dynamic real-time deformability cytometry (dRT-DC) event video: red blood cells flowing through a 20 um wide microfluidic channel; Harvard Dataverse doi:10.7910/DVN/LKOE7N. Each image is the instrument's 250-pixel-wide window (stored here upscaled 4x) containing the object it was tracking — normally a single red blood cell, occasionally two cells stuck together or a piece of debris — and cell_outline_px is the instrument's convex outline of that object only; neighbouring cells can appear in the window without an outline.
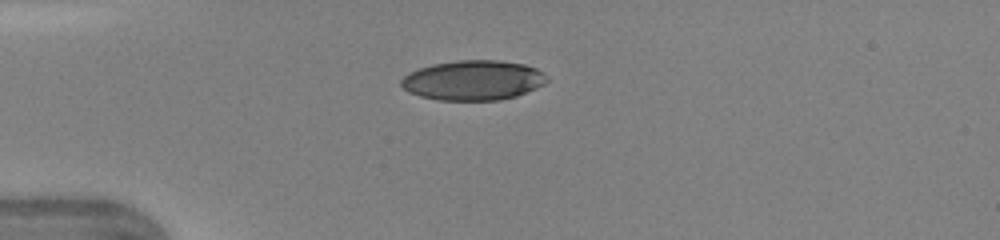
{"species": "human", "species_latin": "Homo sapiens", "temperature_condition": "warm", "stored_images_in_passage": 35, "camera_frame_rate_fps": 3000, "um_per_image_px": 0.085, "donor": {"sex": "female"}, "frame": {"image": 1, "passage_image": 1, "time_ms": 0.0, "image_size_px": [1000, 240], "cell_outline_px": [[548, 80], [544, 84], [536, 88], [516, 96], [500, 100], [440, 100], [420, 96], [408, 92], [400, 84], [400, 80], [404, 76], [420, 68], [432, 64], [456, 60], [496, 60], [524, 64], [536, 68], [548, 76]], "centroid_in_image_um": [40.23, 6.82], "position_along_channel_um": 44.8, "area_um2": 33.81}}
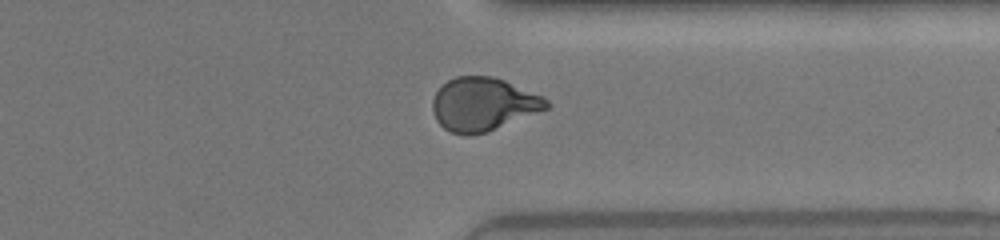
{"frame": {"image": 2, "passage_image": 25, "time_ms": 8.0, "image_size_px": [1000, 240], "cell_outline_px": [[552, 104], [548, 108], [484, 132], [452, 132], [444, 128], [436, 120], [432, 112], [432, 100], [436, 92], [448, 80], [456, 76], [492, 76], [504, 80], [544, 96]], "centroid_in_image_um": [41.08, 8.81], "position_along_channel_um": 370.3, "area_um2": 34.62}}
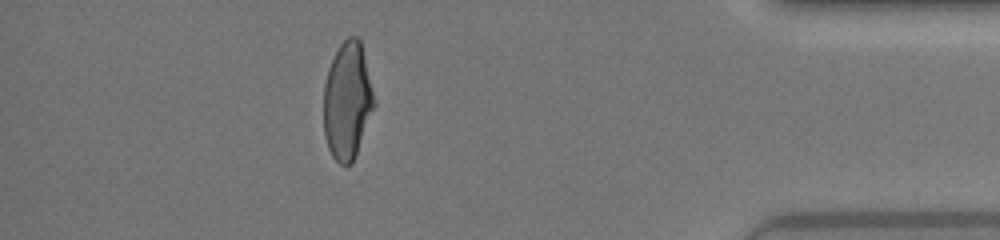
{"frame": {"image": 3, "passage_image": 30, "time_ms": 9.667, "image_size_px": [1000, 240], "cell_outline_px": [[376, 104], [352, 164], [340, 164], [332, 156], [328, 148], [324, 136], [324, 84], [328, 68], [340, 44], [348, 36], [356, 36], [360, 40]], "centroid_in_image_um": [29.52, 8.59], "position_along_channel_um": 405.7, "area_um2": 34.33}, "authors_computed_cell_mechanics": {"area_um2": 35.4892, "velocity_mm_per_s": 4.3921, "shape_relaxation_time_tau1_ms": 4.286, "shape_relaxation_time_tau2_ms": 0.8136, "deformation_change_tau1": 0.1986, "deformation_change_tau2": 0.0591}}